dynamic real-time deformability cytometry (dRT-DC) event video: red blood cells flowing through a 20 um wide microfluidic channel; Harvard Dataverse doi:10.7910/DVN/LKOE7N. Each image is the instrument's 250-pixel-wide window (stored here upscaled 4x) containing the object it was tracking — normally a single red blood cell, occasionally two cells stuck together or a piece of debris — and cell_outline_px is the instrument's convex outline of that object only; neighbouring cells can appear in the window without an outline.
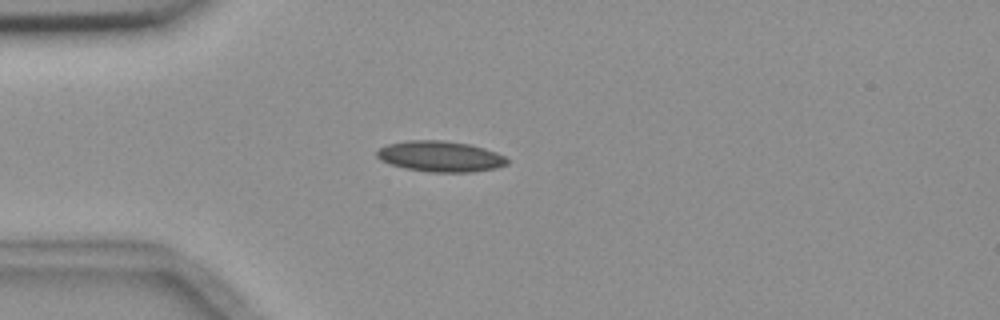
{"species": "common noctule bat (a hibernating species)", "species_latin": "Nyctalus noctula", "temperature_condition": "room temperature", "stored_images_in_passage": 5, "camera_frame_rate_fps": 3000, "um_per_image_px": 0.085, "animal": {"sex": "female", "body_mass_g": 18.4}, "frame": {"image": 1, "passage_image": 2, "time_ms": 1.333, "image_size_px": [1000, 320], "cell_outline_px": [[508, 164], [496, 168], [472, 172], [428, 172], [404, 168], [380, 160], [376, 156], [376, 152], [380, 148], [388, 144], [408, 140], [440, 140], [472, 144], [496, 152], [504, 156], [508, 160]], "centroid_in_image_um": [37.44, 13.29], "position_along_channel_um": 47.6, "area_um2": 23.41}}
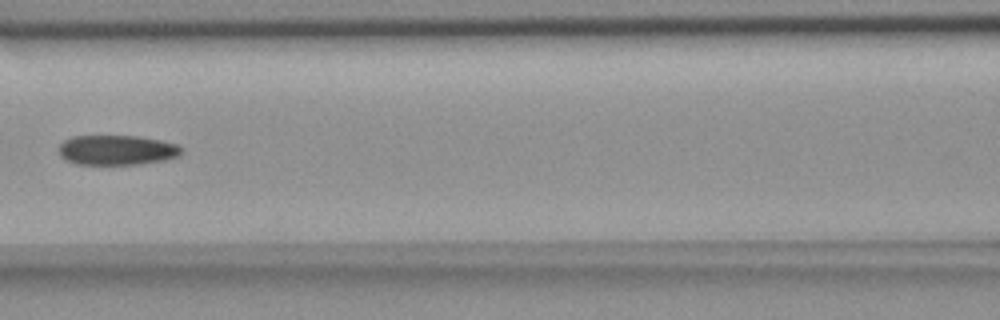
{"frame": {"image": 2, "passage_image": 5, "time_ms": 4.667, "image_size_px": [1000, 320], "cell_outline_px": [[180, 152], [176, 156], [164, 160], [140, 164], [76, 164], [64, 160], [60, 156], [60, 144], [64, 140], [72, 136], [136, 136], [160, 140], [176, 144], [180, 148]], "centroid_in_image_um": [9.87, 12.75], "position_along_channel_um": 156.7, "area_um2": 21.15}}